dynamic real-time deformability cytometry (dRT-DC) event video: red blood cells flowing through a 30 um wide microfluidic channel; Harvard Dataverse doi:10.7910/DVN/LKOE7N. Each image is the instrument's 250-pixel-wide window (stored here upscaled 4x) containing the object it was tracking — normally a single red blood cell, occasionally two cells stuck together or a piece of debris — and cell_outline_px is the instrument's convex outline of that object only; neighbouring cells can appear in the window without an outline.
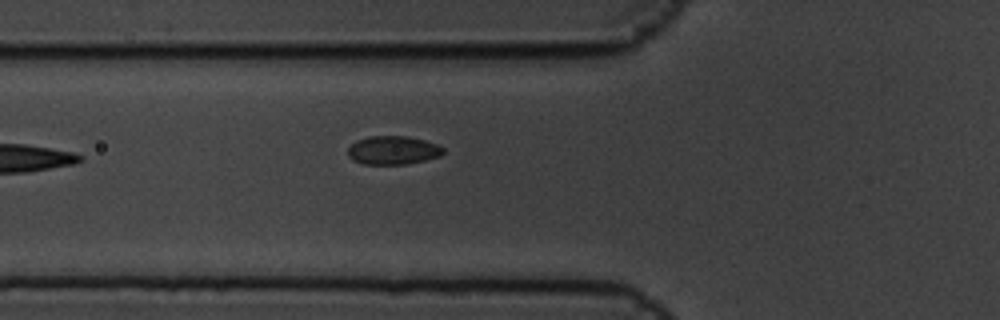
{"species": "common noctule bat (a hibernating species)", "species_latin": "Nyctalus noctula", "temperature_condition": "cold", "stored_images_in_passage": 3, "camera_frame_rate_fps": 3000, "um_per_image_px": 0.085, "animal": {"sex": "male", "body_mass_g": 19.5, "forearm_length_mm": 54.6}, "frame": {"image": 1, "passage_image": 3, "time_ms": 0.667, "image_size_px": [1000, 320], "cell_outline_px": [[444, 152], [440, 156], [408, 164], [364, 164], [352, 160], [348, 156], [348, 148], [356, 140], [368, 136], [408, 136], [424, 140], [436, 144], [444, 148]], "centroid_in_image_um": [33.39, 12.77], "position_along_channel_um": 92.4, "area_um2": 15.9}}